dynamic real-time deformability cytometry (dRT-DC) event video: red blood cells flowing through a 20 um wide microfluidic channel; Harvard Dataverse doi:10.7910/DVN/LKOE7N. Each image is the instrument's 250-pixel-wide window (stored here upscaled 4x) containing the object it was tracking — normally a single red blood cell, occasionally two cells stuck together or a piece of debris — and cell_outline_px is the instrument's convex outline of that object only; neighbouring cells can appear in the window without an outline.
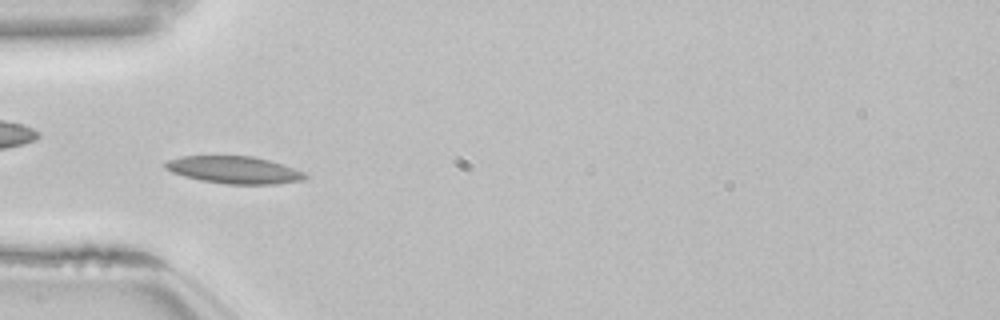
{"species": "common noctule bat (a hibernating species)", "species_latin": "Nyctalus noctula", "temperature_condition": "room temperature", "stored_images_in_passage": 52, "camera_frame_rate_fps": 3000, "um_per_image_px": 0.085, "animal": {"sex": "female", "body_mass_g": 22.7, "forearm_length_mm": 54.2}, "frame": {"image": 1, "passage_image": 16, "time_ms": 5.0, "image_size_px": [1000, 320], "cell_outline_px": [[308, 176], [304, 180], [276, 184], [224, 184], [200, 180], [184, 176], [172, 172], [164, 168], [164, 164], [168, 160], [180, 156], [252, 156], [284, 164], [304, 172]], "centroid_in_image_um": [19.91, 14.44], "position_along_channel_um": 65.1, "area_um2": 22.31}, "authors_computed_cell_mechanics": {"area_um2": 21.2126, "velocity_mm_per_s": 3.8257, "shape_relaxation_time_tau1_ms": 11.1873, "shape_relaxation_time_tau2_ms": 3.6277, "deformation_change_tau1": 0.1585, "deformation_change_tau2": 0.0793}}